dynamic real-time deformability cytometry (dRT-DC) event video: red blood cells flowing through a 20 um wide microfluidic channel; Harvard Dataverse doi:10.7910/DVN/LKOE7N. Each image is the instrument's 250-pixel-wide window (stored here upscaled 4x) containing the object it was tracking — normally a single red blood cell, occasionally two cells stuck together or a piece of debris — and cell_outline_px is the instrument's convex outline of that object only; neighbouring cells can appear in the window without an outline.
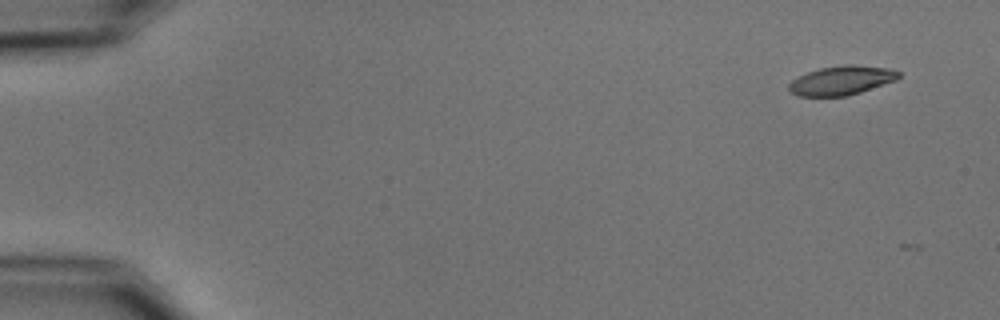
{"species": "common noctule bat (a hibernating species)", "species_latin": "Nyctalus noctula", "temperature_condition": "cold", "stored_images_in_passage": 5, "camera_frame_rate_fps": 3000, "um_per_image_px": 0.085, "animal": {"sex": "male", "body_mass_g": 15.6}, "frame": {"image": 1, "passage_image": 1, "time_ms": 0.0, "image_size_px": [1000, 320], "cell_outline_px": [[900, 76], [896, 80], [848, 96], [800, 96], [792, 92], [788, 88], [788, 84], [792, 80], [808, 72], [820, 68], [844, 64], [852, 64], [892, 68], [900, 72]], "centroid_in_image_um": [71.56, 6.82], "position_along_channel_um": 13.4, "area_um2": 18.61}}